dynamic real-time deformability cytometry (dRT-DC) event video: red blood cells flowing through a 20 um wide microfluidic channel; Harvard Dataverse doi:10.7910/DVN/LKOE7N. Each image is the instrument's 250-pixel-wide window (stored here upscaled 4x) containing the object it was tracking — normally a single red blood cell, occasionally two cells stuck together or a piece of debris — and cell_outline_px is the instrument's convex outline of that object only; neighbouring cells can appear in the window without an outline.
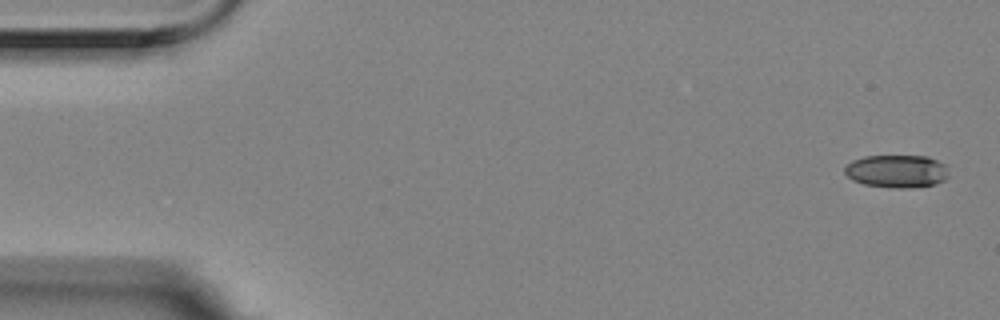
{"species": "Egyptian fruit bat (a non-hibernating species)", "species_latin": "Rousettus aegyptiacus", "temperature_condition": "room temperature", "stored_images_in_passage": 5, "camera_frame_rate_fps": 3000, "um_per_image_px": 0.085, "animal": {"sex": "female"}, "frame": {"image": 1, "passage_image": 1, "time_ms": 0.0, "image_size_px": [1000, 320], "cell_outline_px": [[948, 176], [944, 180], [936, 184], [912, 188], [892, 188], [864, 184], [852, 180], [844, 172], [844, 168], [852, 160], [864, 156], [928, 156], [944, 164]], "centroid_in_image_um": [76.21, 14.56], "position_along_channel_um": 8.8, "area_um2": 19.94}}
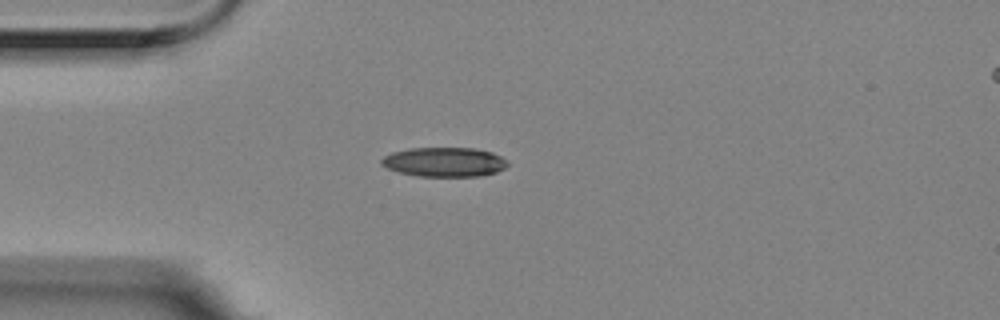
{"frame": {"image": 2, "passage_image": 5, "time_ms": 1.333, "image_size_px": [1000, 320], "cell_outline_px": [[508, 164], [504, 168], [496, 172], [480, 176], [416, 176], [400, 172], [388, 168], [380, 164], [380, 160], [384, 156], [392, 152], [412, 148], [472, 148], [492, 152], [508, 160]], "centroid_in_image_um": [37.77, 13.77], "position_along_channel_um": 47.2, "area_um2": 21.56}}